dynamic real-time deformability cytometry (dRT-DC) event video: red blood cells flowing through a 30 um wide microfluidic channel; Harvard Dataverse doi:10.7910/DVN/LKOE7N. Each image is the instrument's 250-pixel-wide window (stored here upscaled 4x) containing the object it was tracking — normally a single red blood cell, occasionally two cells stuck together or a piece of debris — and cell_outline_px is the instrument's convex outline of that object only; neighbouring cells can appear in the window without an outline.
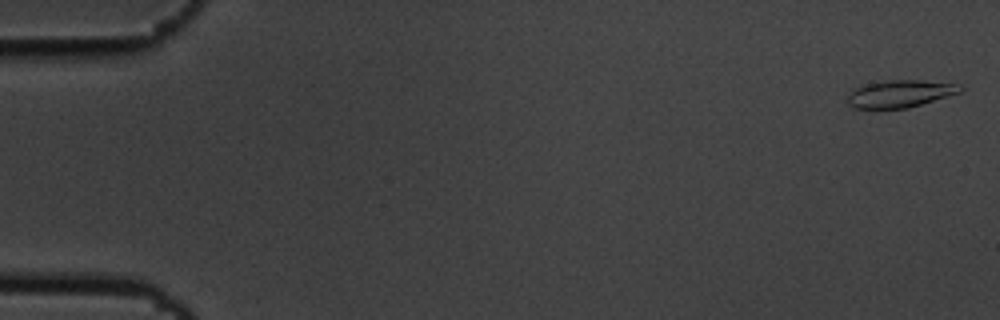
{"species": "common noctule bat (a hibernating species)", "species_latin": "Nyctalus noctula", "temperature_condition": "cold", "stored_images_in_passage": 55, "camera_frame_rate_fps": 3000, "um_per_image_px": 0.085, "animal": {"sex": "male", "body_mass_g": 19.5, "forearm_length_mm": 54.6}, "frame": {"image": 1, "passage_image": 1, "time_ms": 0.0, "image_size_px": [1000, 320], "cell_outline_px": [[964, 88], [960, 92], [908, 108], [856, 108], [848, 104], [848, 96], [856, 88], [868, 84], [888, 80], [920, 80], [952, 84]], "centroid_in_image_um": [76.49, 7.97], "position_along_channel_um": 8.5, "area_um2": 17.34}}
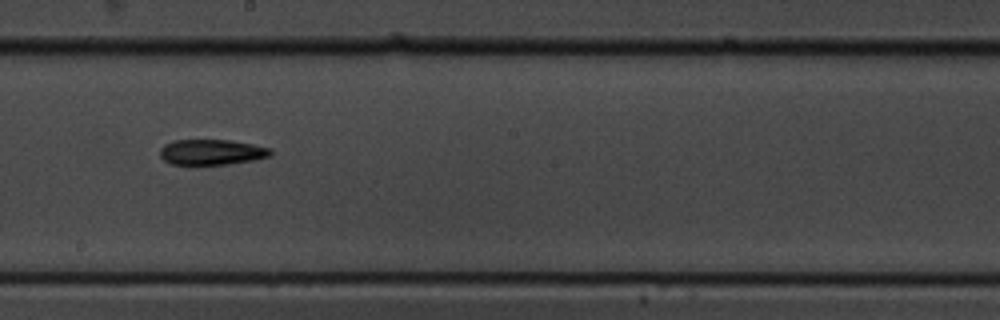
{"frame": {"image": 2, "passage_image": 31, "time_ms": 10.0, "image_size_px": [1000, 320], "cell_outline_px": [[272, 156], [252, 160], [228, 164], [172, 164], [164, 160], [160, 156], [160, 148], [164, 144], [172, 140], [228, 140], [252, 144], [268, 148], [272, 152]], "centroid_in_image_um": [17.96, 12.92], "position_along_channel_um": 230.2, "area_um2": 16.3}}
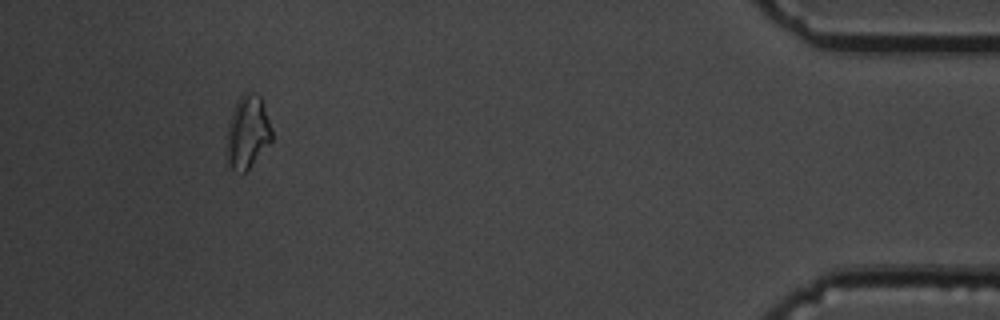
{"frame": {"image": 3, "passage_image": 51, "time_ms": 16.667, "image_size_px": [1000, 320], "cell_outline_px": [[272, 140], [248, 168], [244, 172], [232, 168], [224, 156], [224, 152], [228, 120], [240, 96], [244, 92], [252, 92], [260, 96], [272, 128]], "centroid_in_image_um": [21.0, 11.22], "position_along_channel_um": 414.2, "area_um2": 19.25}, "authors_computed_cell_mechanics": {"area_um2": 16.9932, "velocity_mm_per_s": 3.6504, "shape_relaxation_time_tau1_ms": 4.4748, "shape_relaxation_time_tau2_ms": 5.8261, "deformation_change_tau1": 0.1606, "deformation_change_tau2": 0.1489}}